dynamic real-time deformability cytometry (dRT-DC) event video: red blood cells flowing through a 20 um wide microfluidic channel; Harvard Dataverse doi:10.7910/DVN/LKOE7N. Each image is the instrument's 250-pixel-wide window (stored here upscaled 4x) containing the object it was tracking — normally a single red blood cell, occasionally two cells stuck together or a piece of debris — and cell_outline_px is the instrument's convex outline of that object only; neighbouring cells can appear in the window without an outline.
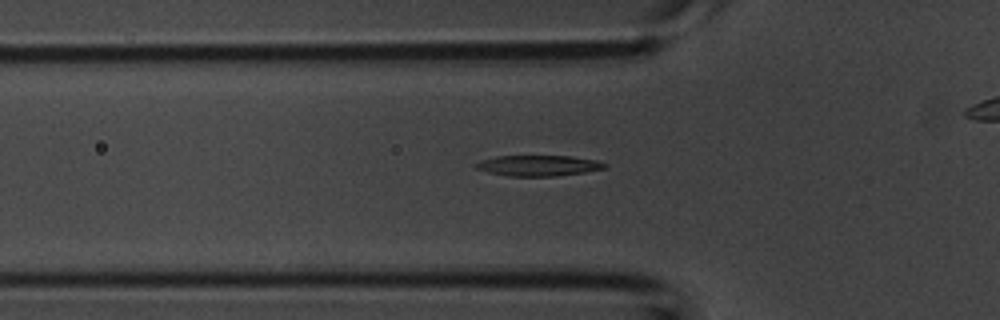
{"species": "common noctule bat (a hibernating species)", "species_latin": "Nyctalus noctula", "temperature_condition": "room temperature", "stored_images_in_passage": 37, "camera_frame_rate_fps": 3000, "um_per_image_px": 0.085, "animal": {"sex": "male", "body_mass_g": 20.1, "forearm_length_mm": 53.5}, "frame": {"image": 1, "passage_image": 9, "time_ms": 2.667, "image_size_px": [1000, 320], "cell_outline_px": [[608, 168], [584, 172], [556, 176], [508, 176], [488, 172], [476, 168], [472, 164], [480, 160], [496, 156], [572, 156], [596, 160], [608, 164]], "centroid_in_image_um": [45.76, 14.07], "position_along_channel_um": 80.0, "area_um2": 15.66}}
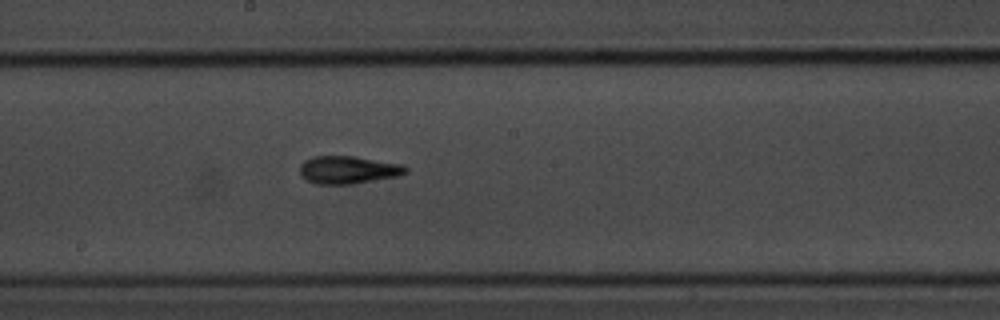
{"frame": {"image": 2, "passage_image": 20, "time_ms": 6.333, "image_size_px": [1000, 320], "cell_outline_px": [[408, 172], [396, 176], [352, 184], [316, 184], [308, 180], [300, 172], [300, 164], [304, 160], [312, 156], [352, 156], [404, 164], [408, 168]], "centroid_in_image_um": [29.6, 14.42], "position_along_channel_um": 218.6, "area_um2": 17.05}}
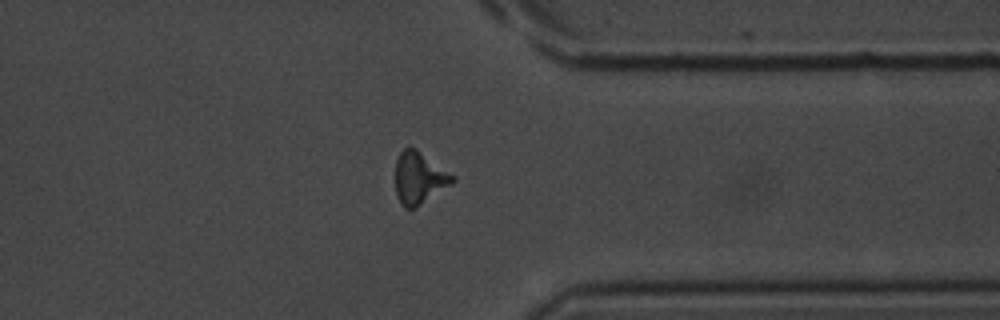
{"frame": {"image": 3, "passage_image": 33, "time_ms": 10.667, "image_size_px": [1000, 320], "cell_outline_px": [[456, 180], [452, 184], [416, 208], [404, 208], [400, 204], [396, 196], [396, 160], [400, 152], [404, 148], [416, 148], [456, 176]], "centroid_in_image_um": [35.65, 15.14], "position_along_channel_um": 375.8, "area_um2": 17.51}}